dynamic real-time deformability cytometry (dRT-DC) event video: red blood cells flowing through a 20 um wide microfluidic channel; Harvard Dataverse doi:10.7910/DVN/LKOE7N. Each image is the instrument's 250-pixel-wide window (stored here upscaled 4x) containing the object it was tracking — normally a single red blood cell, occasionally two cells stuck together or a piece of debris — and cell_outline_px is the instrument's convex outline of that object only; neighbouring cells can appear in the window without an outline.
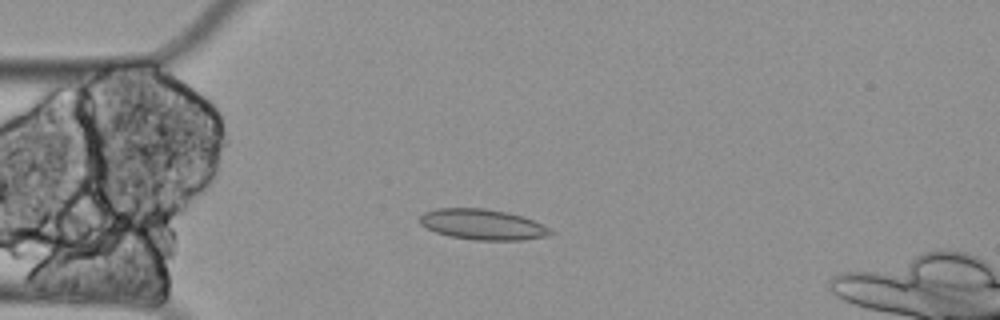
{"species": "Egyptian fruit bat (a non-hibernating species)", "species_latin": "Rousettus aegyptiacus", "temperature_condition": "cold", "stored_images_in_passage": 22, "camera_frame_rate_fps": 3000, "um_per_image_px": 0.085, "animal": {"sex": "female"}, "frame": {"image": 1, "passage_image": 12, "time_ms": 3.667, "image_size_px": [1000, 320], "cell_outline_px": [[556, 232], [548, 236], [524, 240], [476, 240], [452, 236], [436, 232], [420, 224], [420, 216], [424, 212], [436, 208], [484, 208], [504, 212], [520, 216], [532, 220], [552, 228]], "centroid_in_image_um": [41.06, 19.08], "position_along_channel_um": 43.9, "area_um2": 23.18}}
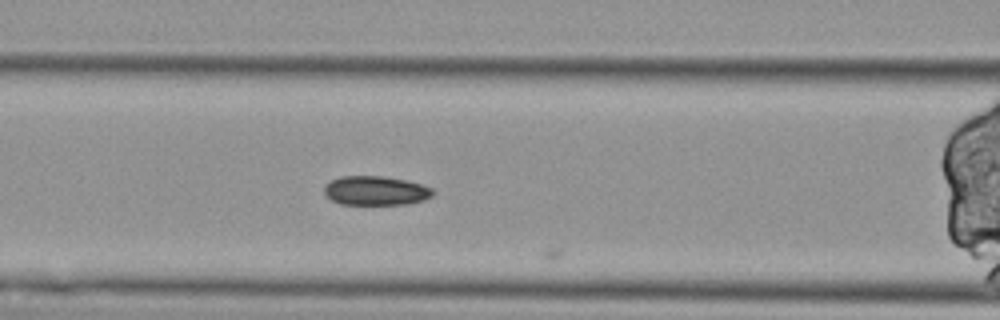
{"frame": {"image": 2, "passage_image": 21, "time_ms": 6.667, "image_size_px": [1000, 320], "cell_outline_px": [[436, 192], [432, 196], [424, 200], [408, 204], [340, 204], [332, 200], [324, 192], [324, 184], [340, 176], [384, 176], [404, 180], [420, 184], [432, 188]], "centroid_in_image_um": [31.94, 16.2], "position_along_channel_um": 134.7, "area_um2": 18.5}}